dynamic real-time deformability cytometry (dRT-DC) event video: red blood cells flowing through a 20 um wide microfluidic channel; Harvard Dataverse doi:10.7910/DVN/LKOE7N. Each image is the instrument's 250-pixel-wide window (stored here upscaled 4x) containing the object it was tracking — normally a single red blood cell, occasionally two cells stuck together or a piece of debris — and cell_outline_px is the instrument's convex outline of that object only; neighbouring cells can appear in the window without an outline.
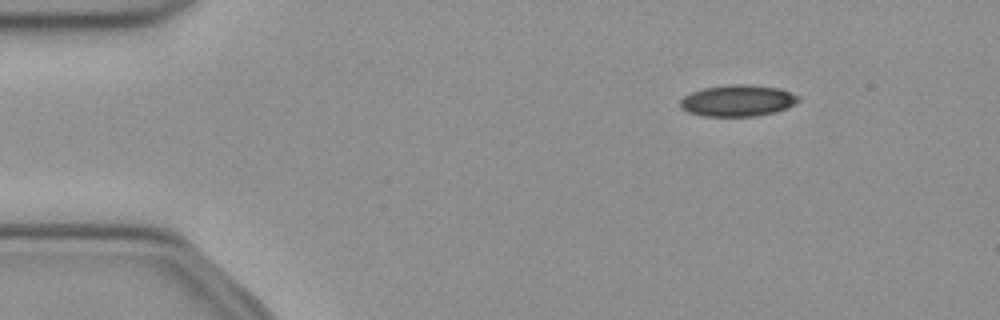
{"species": "common noctule bat (a hibernating species)", "species_latin": "Nyctalus noctula", "temperature_condition": "cold", "stored_images_in_passage": 46, "camera_frame_rate_fps": 3000, "um_per_image_px": 0.085, "animal": {"sex": "female", "body_mass_g": 21.9}, "frame": {"image": 1, "passage_image": 2, "time_ms": 0.333, "image_size_px": [1000, 320], "cell_outline_px": [[800, 100], [788, 108], [776, 112], [756, 116], [704, 116], [688, 112], [680, 108], [680, 100], [684, 96], [692, 92], [704, 88], [728, 84], [748, 84], [780, 88], [800, 96]], "centroid_in_image_um": [62.73, 8.55], "position_along_channel_um": 22.3, "area_um2": 21.85}}
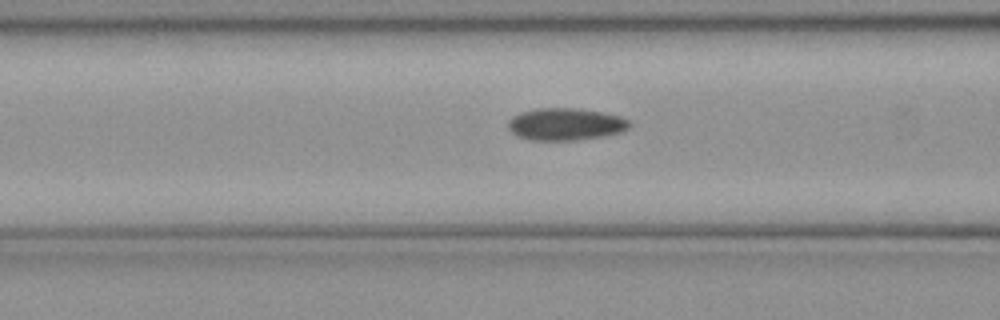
{"frame": {"image": 2, "passage_image": 15, "time_ms": 4.667, "image_size_px": [1000, 320], "cell_outline_px": [[632, 124], [628, 128], [620, 132], [604, 136], [576, 140], [532, 140], [520, 136], [512, 132], [508, 128], [508, 120], [512, 116], [520, 112], [536, 108], [576, 108], [600, 112], [620, 116], [628, 120]], "centroid_in_image_um": [48.06, 10.55], "position_along_channel_um": 118.5, "area_um2": 22.72}}
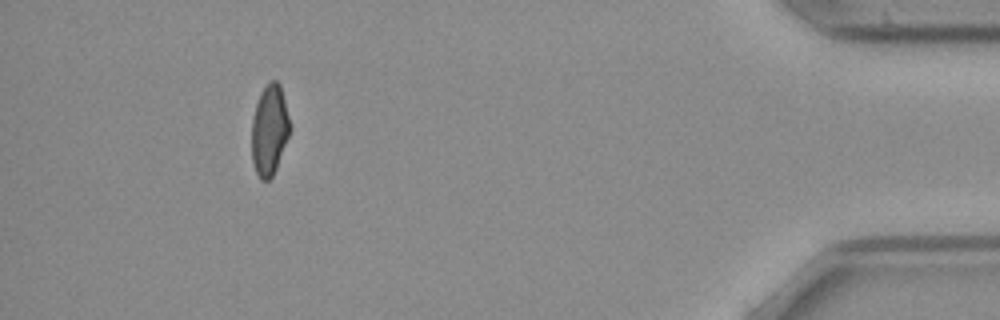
{"frame": {"image": 3, "passage_image": 42, "time_ms": 13.667, "image_size_px": [1000, 320], "cell_outline_px": [[292, 128], [276, 168], [272, 176], [268, 180], [260, 180], [256, 172], [252, 160], [252, 116], [260, 92], [272, 80], [276, 80], [280, 84]], "centroid_in_image_um": [22.91, 11.05], "position_along_channel_um": 412.3, "area_um2": 20.17}, "authors_computed_cell_mechanics": {"area_um2": 21.9062, "velocity_mm_per_s": 3.9814, "shape_relaxation_time_tau1_ms": null, "shape_relaxation_time_tau2_ms": 8.1517, "deformation_change_tau1": null, "deformation_change_tau2": 0.1321}}